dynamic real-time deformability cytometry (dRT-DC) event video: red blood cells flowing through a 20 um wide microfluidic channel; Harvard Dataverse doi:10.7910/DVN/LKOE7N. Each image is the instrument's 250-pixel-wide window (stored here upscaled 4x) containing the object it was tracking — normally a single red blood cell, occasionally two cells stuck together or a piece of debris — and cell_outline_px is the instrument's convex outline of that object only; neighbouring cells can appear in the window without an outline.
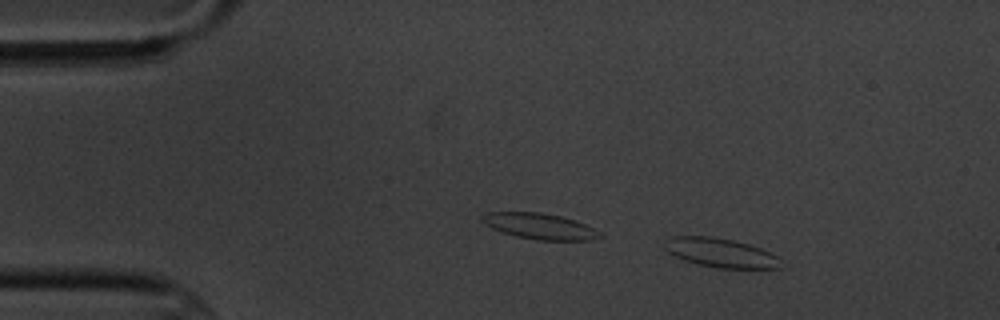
{"species": "common noctule bat (a hibernating species)", "species_latin": "Nyctalus noctula", "temperature_condition": "cold", "stored_images_in_passage": 4, "camera_frame_rate_fps": 3000, "um_per_image_px": 0.085, "animal": {"sex": "male", "body_mass_g": 20.1, "forearm_length_mm": 53.5}, "frame": {"image": 1, "passage_image": 2, "time_ms": 1.0, "image_size_px": [1000, 320], "cell_outline_px": [[784, 268], [716, 268], [684, 260], [668, 252], [664, 248], [664, 240], [672, 236], [712, 236], [736, 240], [760, 248], [780, 256]], "centroid_in_image_um": [61.29, 21.48], "position_along_channel_um": 23.7, "area_um2": 20.0}}